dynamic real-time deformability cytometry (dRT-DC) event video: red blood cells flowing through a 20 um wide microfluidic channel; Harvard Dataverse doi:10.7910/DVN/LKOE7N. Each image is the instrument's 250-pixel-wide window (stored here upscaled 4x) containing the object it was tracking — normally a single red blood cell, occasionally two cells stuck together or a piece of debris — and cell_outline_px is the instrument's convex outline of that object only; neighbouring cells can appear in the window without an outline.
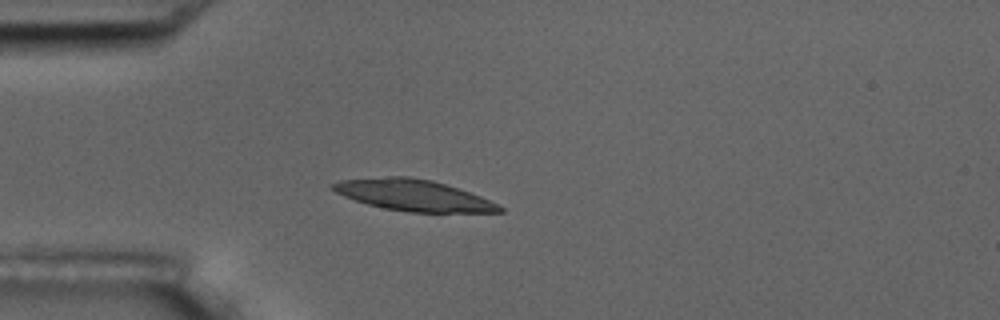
{"species": "common noctule bat (a hibernating species)", "species_latin": "Nyctalus noctula", "temperature_condition": "room temperature", "stored_images_in_passage": 2, "camera_frame_rate_fps": 3000, "um_per_image_px": 0.085, "animal": {"sex": "male", "body_mass_g": 17.5, "forearm_length_mm": 52.3}, "frame": {"image": 1, "passage_image": 1, "time_ms": 0.0, "image_size_px": [1000, 320], "cell_outline_px": [[504, 212], [412, 212], [384, 208], [368, 204], [344, 196], [336, 192], [332, 188], [332, 184], [340, 180], [388, 176], [408, 176], [432, 180], [480, 196], [504, 208]], "centroid_in_image_um": [35.12, 16.59], "position_along_channel_um": 49.9, "area_um2": 29.82}}